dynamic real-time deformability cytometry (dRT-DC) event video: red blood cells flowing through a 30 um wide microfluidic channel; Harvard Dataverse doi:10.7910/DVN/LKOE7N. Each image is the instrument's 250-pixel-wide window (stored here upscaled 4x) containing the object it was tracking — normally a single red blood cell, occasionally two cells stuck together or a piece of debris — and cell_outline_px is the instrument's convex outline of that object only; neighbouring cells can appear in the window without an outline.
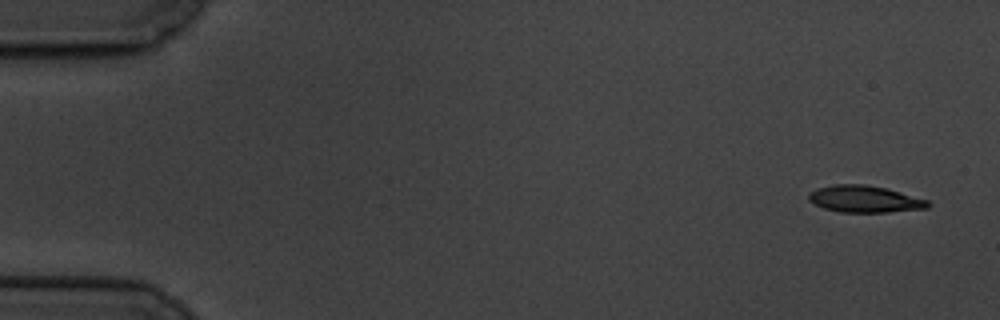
{"species": "common noctule bat (a hibernating species)", "species_latin": "Nyctalus noctula", "temperature_condition": "cold", "stored_images_in_passage": 6, "camera_frame_rate_fps": 3000, "um_per_image_px": 0.085, "animal": {"sex": "male", "body_mass_g": 19.5, "forearm_length_mm": 54.6}, "frame": {"image": 1, "passage_image": 1, "time_ms": 0.0, "image_size_px": [1000, 320], "cell_outline_px": [[932, 204], [928, 208], [888, 212], [840, 212], [824, 208], [808, 200], [808, 196], [816, 188], [832, 184], [864, 184], [884, 188], [900, 192], [928, 200]], "centroid_in_image_um": [73.5, 16.92], "position_along_channel_um": 11.5, "area_um2": 18.55}}
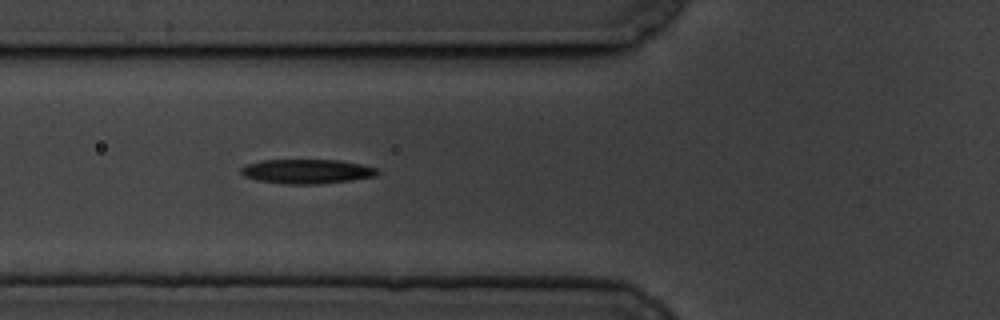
{"frame": {"image": 2, "passage_image": 6, "time_ms": 6.333, "image_size_px": [1000, 320], "cell_outline_px": [[380, 172], [376, 176], [320, 184], [284, 184], [260, 180], [244, 176], [240, 172], [240, 168], [248, 164], [264, 160], [340, 160], [380, 168]], "centroid_in_image_um": [26.13, 14.56], "position_along_channel_um": 99.7, "area_um2": 19.31}}